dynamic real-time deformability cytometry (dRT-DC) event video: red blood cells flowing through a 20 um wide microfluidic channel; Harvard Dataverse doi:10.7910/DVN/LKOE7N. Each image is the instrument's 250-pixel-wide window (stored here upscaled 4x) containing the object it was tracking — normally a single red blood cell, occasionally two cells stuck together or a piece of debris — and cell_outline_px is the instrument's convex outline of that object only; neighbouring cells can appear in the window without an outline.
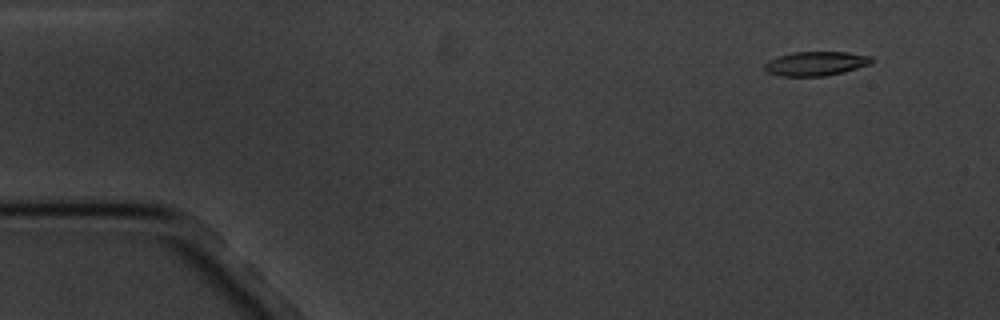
{"species": "common noctule bat (a hibernating species)", "species_latin": "Nyctalus noctula", "temperature_condition": "cold", "stored_images_in_passage": 4, "camera_frame_rate_fps": 3000, "um_per_image_px": 0.085, "animal": {"sex": "male", "body_mass_g": 20.1, "forearm_length_mm": 53.5}, "frame": {"image": 1, "passage_image": 1, "time_ms": 0.0, "image_size_px": [1000, 320], "cell_outline_px": [[876, 60], [872, 64], [844, 72], [824, 76], [780, 76], [768, 72], [764, 68], [764, 64], [768, 60], [780, 56], [796, 52], [848, 52], [872, 56]], "centroid_in_image_um": [69.41, 5.4], "position_along_channel_um": 15.6, "area_um2": 15.2}}
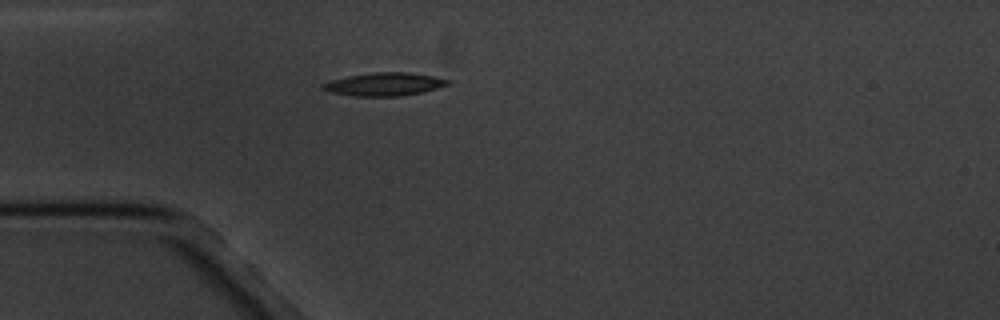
{"frame": {"image": 2, "passage_image": 4, "time_ms": 3.667, "image_size_px": [1000, 320], "cell_outline_px": [[448, 84], [436, 88], [420, 92], [400, 96], [352, 96], [328, 92], [320, 88], [320, 84], [332, 80], [348, 76], [372, 72], [408, 72], [436, 76], [448, 80]], "centroid_in_image_um": [32.59, 7.15], "position_along_channel_um": 52.4, "area_um2": 16.82}}